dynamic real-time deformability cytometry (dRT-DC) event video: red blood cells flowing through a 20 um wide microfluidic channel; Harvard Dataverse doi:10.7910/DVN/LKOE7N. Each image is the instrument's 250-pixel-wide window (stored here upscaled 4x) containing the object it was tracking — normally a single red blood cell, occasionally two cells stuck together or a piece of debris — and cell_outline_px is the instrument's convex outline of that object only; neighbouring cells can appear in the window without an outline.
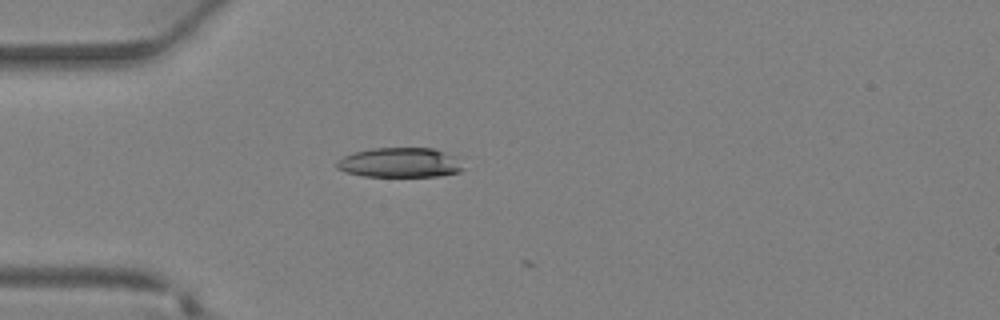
{"species": "Egyptian fruit bat (a non-hibernating species)", "species_latin": "Rousettus aegyptiacus", "temperature_condition": "warm", "stored_images_in_passage": 2, "camera_frame_rate_fps": 3000, "um_per_image_px": 0.085, "animal": {"sex": "female"}, "frame": {"image": 1, "passage_image": 1, "time_ms": 0.0, "image_size_px": [1000, 320], "cell_outline_px": [[464, 168], [460, 172], [436, 176], [364, 176], [344, 172], [336, 168], [336, 160], [352, 152], [372, 148], [432, 148], [456, 156]], "centroid_in_image_um": [33.96, 13.82], "position_along_channel_um": 51.0, "area_um2": 22.02}}